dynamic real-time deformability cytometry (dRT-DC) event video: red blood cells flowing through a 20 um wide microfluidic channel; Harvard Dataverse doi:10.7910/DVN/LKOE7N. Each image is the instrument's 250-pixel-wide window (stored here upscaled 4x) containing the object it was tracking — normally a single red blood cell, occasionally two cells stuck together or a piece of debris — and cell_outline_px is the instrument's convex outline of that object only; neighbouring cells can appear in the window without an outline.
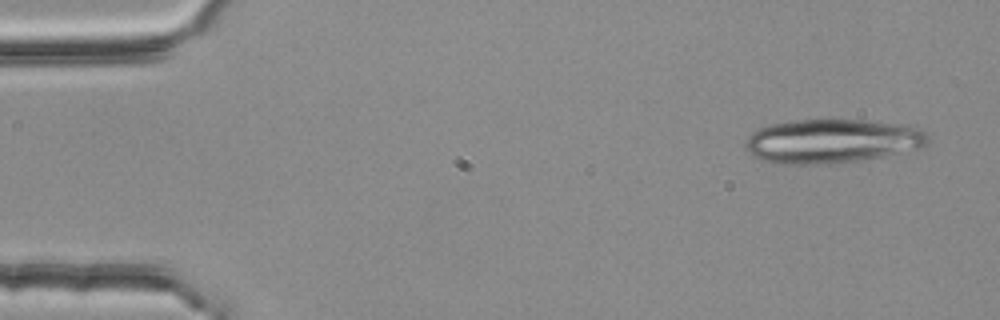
{"species": "common noctule bat (a hibernating species)", "species_latin": "Nyctalus noctula", "temperature_condition": "room temperature", "stored_images_in_passage": 16, "camera_frame_rate_fps": 3000, "um_per_image_px": 0.085, "animal": {"sex": "female", "body_mass_g": 25.1}, "frame": {"image": 1, "passage_image": 1, "time_ms": 0.0, "image_size_px": [1000, 320], "cell_outline_px": [[928, 144], [920, 148], [884, 156], [836, 164], [776, 164], [752, 156], [748, 152], [744, 144], [748, 136], [752, 132], [768, 124], [792, 120], [820, 116], [824, 116], [864, 120], [892, 124], [916, 128], [928, 132]], "centroid_in_image_um": [70.66, 11.96], "position_along_channel_um": 14.3, "area_um2": 48.03}}